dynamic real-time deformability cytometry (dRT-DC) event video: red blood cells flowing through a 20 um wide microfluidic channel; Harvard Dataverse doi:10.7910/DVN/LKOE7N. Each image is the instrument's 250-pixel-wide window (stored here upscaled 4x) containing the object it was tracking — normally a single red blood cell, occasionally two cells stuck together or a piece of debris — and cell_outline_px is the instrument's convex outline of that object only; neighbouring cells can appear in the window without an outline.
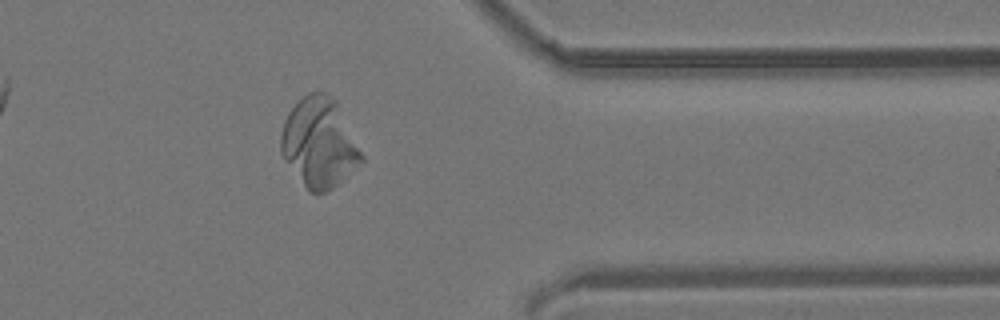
{"species": "common noctule bat (a hibernating species)", "species_latin": "Nyctalus noctula", "temperature_condition": "room temperature", "stored_images_in_passage": 26, "camera_frame_rate_fps": 3000, "um_per_image_px": 0.085, "animal": {"sex": "male", "body_mass_g": 19.2, "forearm_length_mm": 51.8}, "frame": {"image": 1, "passage_image": 22, "time_ms": 7.0, "image_size_px": [1000, 320], "cell_outline_px": [[364, 160], [332, 188], [324, 192], [308, 192], [284, 160], [280, 152], [280, 136], [284, 120], [288, 112], [308, 92], [316, 88], [320, 88], [332, 96], [336, 100], [364, 156]], "centroid_in_image_um": [27.11, 12.1], "position_along_channel_um": 384.3, "area_um2": 42.19}}